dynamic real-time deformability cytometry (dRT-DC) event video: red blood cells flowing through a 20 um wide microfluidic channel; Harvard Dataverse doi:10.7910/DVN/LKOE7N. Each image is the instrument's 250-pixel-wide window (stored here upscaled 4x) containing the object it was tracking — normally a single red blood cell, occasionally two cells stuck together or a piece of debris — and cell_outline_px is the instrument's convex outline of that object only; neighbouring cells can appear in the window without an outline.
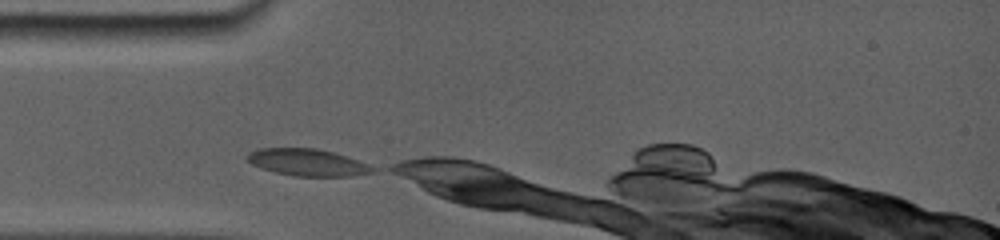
{"species": "common noctule bat (a hibernating species)", "species_latin": "Nyctalus noctula", "temperature_condition": "room temperature", "stored_images_in_passage": 53, "camera_frame_rate_fps": 5000, "um_per_image_px": 0.085, "animal": {"sex": "female", "body_mass_g": 19.0, "forearm_length_mm": 56.7}, "frame": {"image": 1, "passage_image": 1, "time_ms": 0.0, "image_size_px": [1000, 240], "cell_outline_px": [[376, 172], [352, 176], [292, 176], [276, 172], [252, 164], [248, 160], [248, 152], [260, 148], [312, 148], [332, 152], [368, 164], [376, 168]], "centroid_in_image_um": [26.16, 13.81], "position_along_channel_um": 58.8, "area_um2": 19.42}}
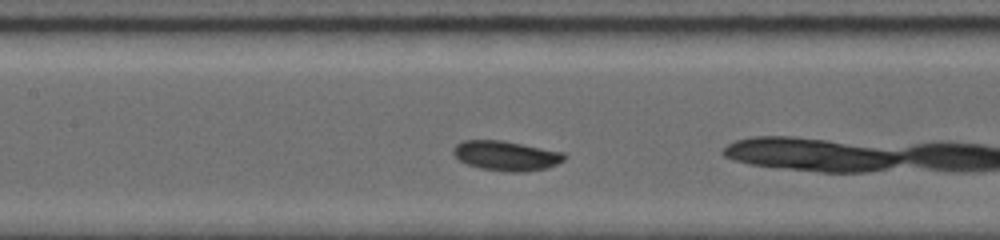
{"frame": {"image": 2, "passage_image": 17, "time_ms": 2.8, "image_size_px": [1000, 240], "cell_outline_px": [[568, 156], [564, 160], [548, 168], [524, 172], [504, 172], [480, 168], [468, 164], [460, 160], [452, 152], [456, 144], [464, 140], [500, 140], [564, 152]], "centroid_in_image_um": [43.05, 13.24], "position_along_channel_um": 164.3, "area_um2": 19.25}}
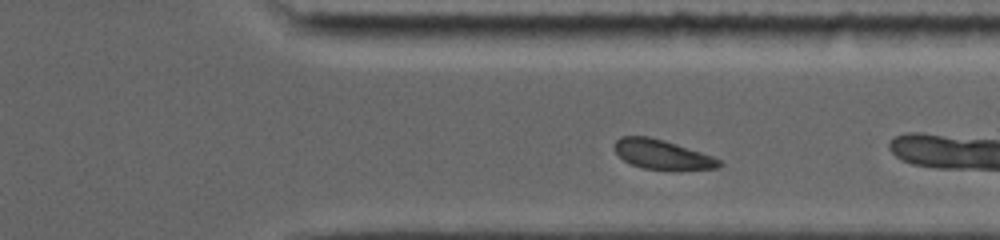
{"frame": {"image": 3, "passage_image": 45, "time_ms": 7.8, "image_size_px": [1000, 240], "cell_outline_px": [[724, 164], [716, 168], [680, 172], [672, 172], [644, 168], [632, 164], [624, 160], [616, 152], [616, 140], [620, 136], [648, 136], [664, 140], [712, 156], [720, 160]], "centroid_in_image_um": [56.35, 13.18], "position_along_channel_um": 355.1, "area_um2": 18.32}, "authors_computed_cell_mechanics": {"area_um2": 18.6694, "velocity_mm_per_s": 3.8126, "shape_relaxation_time_tau1_ms": 1.9881, "shape_relaxation_time_tau2_ms": null, "deformation_change_tau1": 0.1066, "deformation_change_tau2": null}}